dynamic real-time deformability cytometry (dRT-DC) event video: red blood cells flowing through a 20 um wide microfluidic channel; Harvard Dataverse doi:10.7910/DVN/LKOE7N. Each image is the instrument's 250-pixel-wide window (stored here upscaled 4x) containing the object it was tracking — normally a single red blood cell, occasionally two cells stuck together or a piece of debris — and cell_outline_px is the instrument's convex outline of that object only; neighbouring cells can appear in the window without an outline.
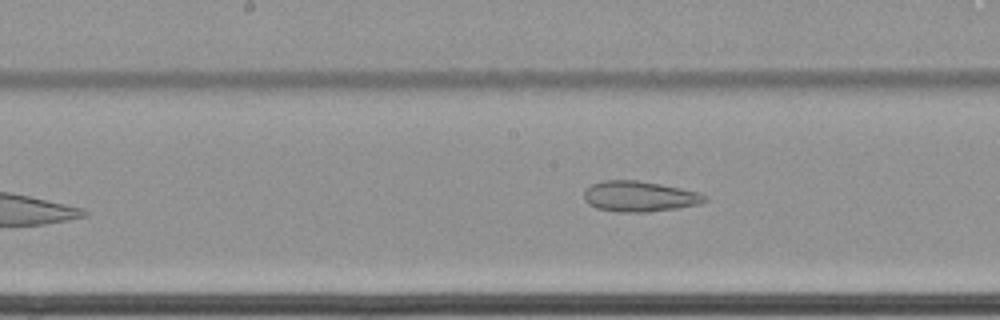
{"species": "common noctule bat (a hibernating species)", "species_latin": "Nyctalus noctula", "temperature_condition": "cold", "stored_images_in_passage": 50, "camera_frame_rate_fps": 3000, "um_per_image_px": 0.085, "animal": {"sex": "female", "body_mass_g": 22.7, "forearm_length_mm": 54.2}, "frame": {"image": 1, "passage_image": 22, "time_ms": 7.0, "image_size_px": [1000, 320], "cell_outline_px": [[708, 200], [700, 204], [676, 208], [648, 212], [616, 212], [596, 208], [588, 204], [584, 200], [584, 188], [592, 184], [604, 180], [636, 180], [660, 184], [700, 192], [708, 196]], "centroid_in_image_um": [54.34, 16.69], "position_along_channel_um": 193.9, "area_um2": 21.73}}
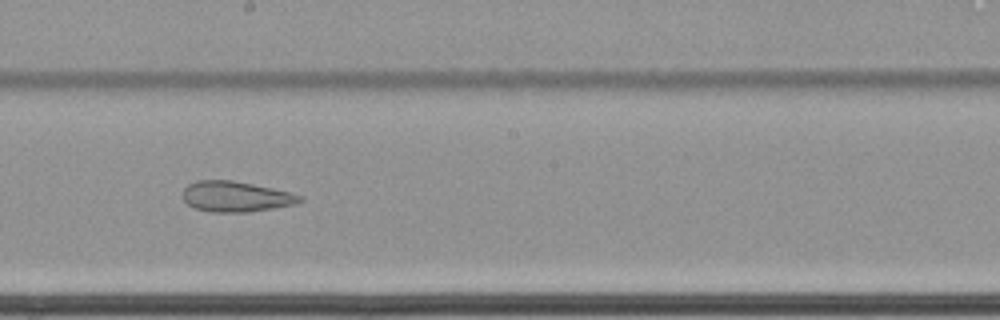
{"frame": {"image": 2, "passage_image": 25, "time_ms": 8.0, "image_size_px": [1000, 320], "cell_outline_px": [[304, 200], [296, 204], [276, 208], [248, 212], [208, 212], [196, 208], [188, 204], [184, 200], [184, 188], [188, 184], [196, 180], [232, 180], [292, 192], [304, 196]], "centroid_in_image_um": [20.1, 16.71], "position_along_channel_um": 228.1, "area_um2": 20.98}}
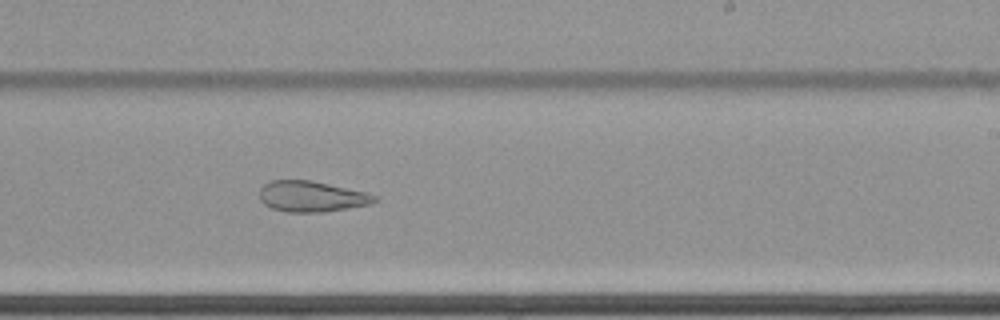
{"frame": {"image": 3, "passage_image": 28, "time_ms": 9.0, "image_size_px": [1000, 320], "cell_outline_px": [[380, 200], [372, 204], [324, 212], [288, 212], [272, 208], [264, 204], [260, 200], [260, 188], [264, 184], [272, 180], [312, 180], [364, 192], [380, 196]], "centroid_in_image_um": [26.52, 16.7], "position_along_channel_um": 262.5, "area_um2": 20.75}, "authors_computed_cell_mechanics": {"area_um2": 27.6573, "velocity_mm_per_s": 3.4532, "shape_relaxation_time_tau1_ms": null, "shape_relaxation_time_tau2_ms": 3.1885, "deformation_change_tau1": null, "deformation_change_tau2": 0.1083}}